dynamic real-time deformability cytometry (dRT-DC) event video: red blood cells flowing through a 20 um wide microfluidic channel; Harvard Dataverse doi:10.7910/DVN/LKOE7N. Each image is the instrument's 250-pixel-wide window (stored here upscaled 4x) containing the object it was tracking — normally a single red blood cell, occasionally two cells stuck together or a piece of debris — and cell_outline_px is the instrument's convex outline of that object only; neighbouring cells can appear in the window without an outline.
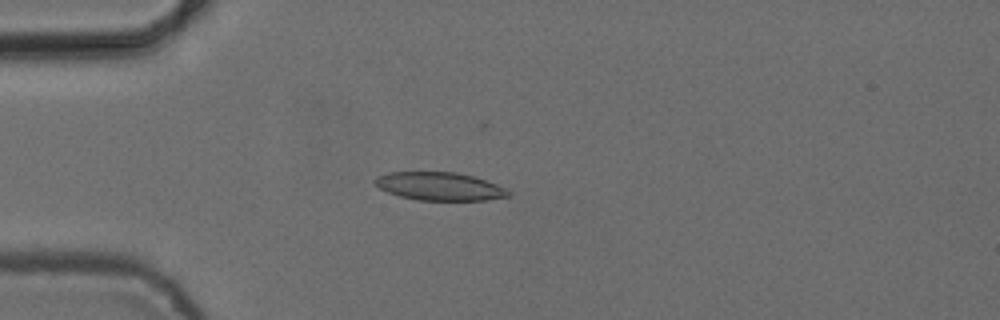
{"species": "common noctule bat (a hibernating species)", "species_latin": "Nyctalus noctula", "temperature_condition": "cold", "stored_images_in_passage": 47, "camera_frame_rate_fps": 3000, "um_per_image_px": 0.085, "animal": {"sex": "female", "body_mass_g": 24.6, "forearm_length_mm": 56.2}, "frame": {"image": 1, "passage_image": 13, "time_ms": 4.0, "image_size_px": [1000, 320], "cell_outline_px": [[512, 196], [484, 200], [420, 200], [400, 196], [388, 192], [380, 188], [372, 180], [376, 176], [388, 172], [456, 172], [472, 176], [496, 184], [512, 192]], "centroid_in_image_um": [37.36, 15.83], "position_along_channel_um": 47.6, "area_um2": 21.79}}
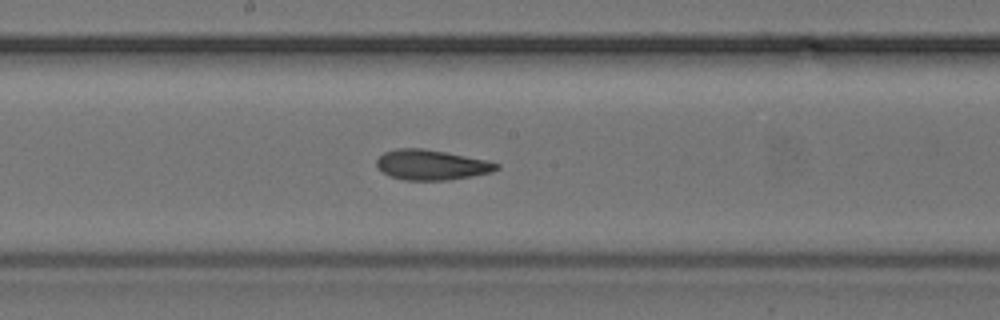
{"frame": {"image": 2, "passage_image": 27, "time_ms": 8.667, "image_size_px": [1000, 320], "cell_outline_px": [[500, 168], [492, 172], [472, 176], [448, 180], [404, 180], [388, 176], [376, 164], [376, 160], [384, 152], [396, 148], [424, 148], [488, 160], [500, 164]], "centroid_in_image_um": [36.69, 14.01], "position_along_channel_um": 211.5, "area_um2": 21.15}}
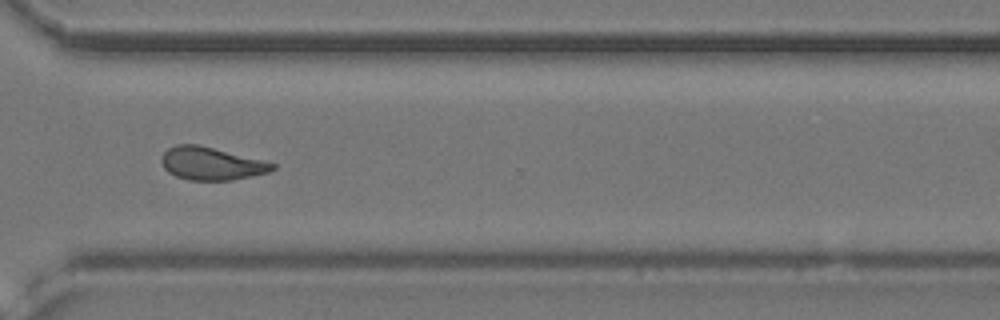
{"frame": {"image": 3, "passage_image": 38, "time_ms": 12.333, "image_size_px": [1000, 320], "cell_outline_px": [[276, 168], [268, 172], [232, 180], [188, 180], [176, 176], [168, 172], [164, 168], [160, 160], [164, 152], [168, 148], [176, 144], [196, 144], [276, 164]], "centroid_in_image_um": [17.9, 13.91], "position_along_channel_um": 352.7, "area_um2": 20.87}, "authors_computed_cell_mechanics": {"area_um2": 21.3282, "velocity_mm_per_s": 3.8601, "shape_relaxation_time_tau1_ms": 8.7661, "shape_relaxation_time_tau2_ms": 2.5076, "deformation_change_tau1": 0.1908, "deformation_change_tau2": 0.0866}}